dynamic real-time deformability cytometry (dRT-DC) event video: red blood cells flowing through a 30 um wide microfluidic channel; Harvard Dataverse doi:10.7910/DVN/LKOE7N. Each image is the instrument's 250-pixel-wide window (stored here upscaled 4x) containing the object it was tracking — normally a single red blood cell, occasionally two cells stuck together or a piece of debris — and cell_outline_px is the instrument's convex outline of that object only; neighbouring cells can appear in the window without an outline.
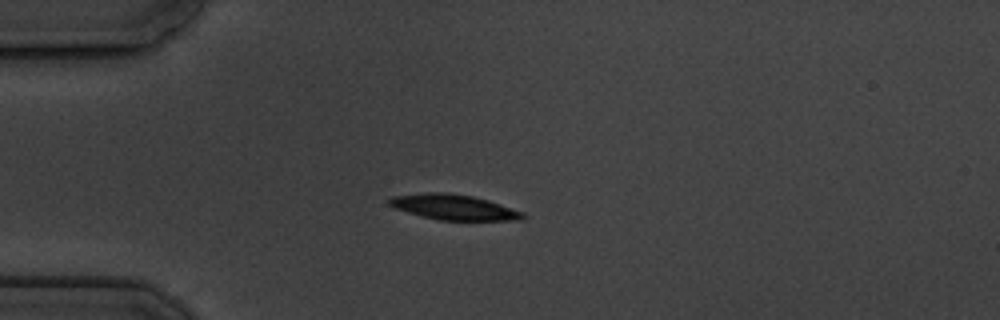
{"species": "common noctule bat (a hibernating species)", "species_latin": "Nyctalus noctula", "temperature_condition": "cold", "stored_images_in_passage": 7, "camera_frame_rate_fps": 3000, "um_per_image_px": 0.085, "animal": {"sex": "male", "body_mass_g": 19.5, "forearm_length_mm": 54.6}, "frame": {"image": 1, "passage_image": 3, "time_ms": 2.333, "image_size_px": [1000, 320], "cell_outline_px": [[528, 216], [520, 220], [440, 220], [408, 212], [396, 208], [388, 204], [388, 200], [392, 196], [428, 192], [448, 192], [472, 196], [488, 200], [524, 212]], "centroid_in_image_um": [38.61, 17.6], "position_along_channel_um": 46.4, "area_um2": 19.59}}
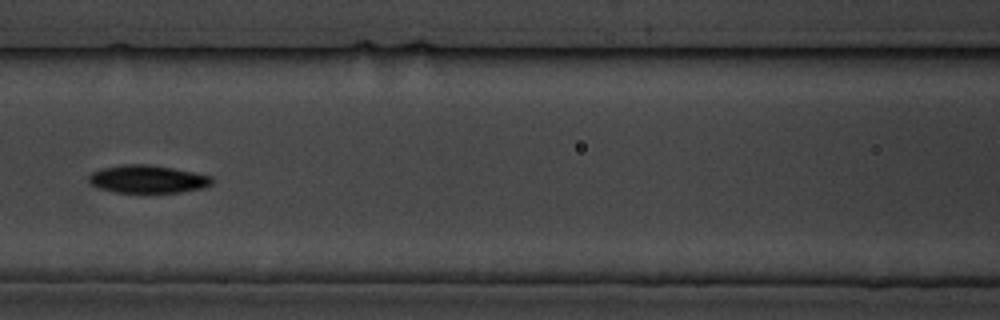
{"frame": {"image": 2, "passage_image": 6, "time_ms": 6.0, "image_size_px": [1000, 320], "cell_outline_px": [[212, 184], [204, 188], [180, 192], [116, 192], [100, 188], [92, 184], [88, 180], [88, 176], [92, 172], [100, 168], [124, 164], [148, 164], [172, 168], [212, 176]], "centroid_in_image_um": [12.54, 15.22], "position_along_channel_um": 154.1, "area_um2": 19.88}}
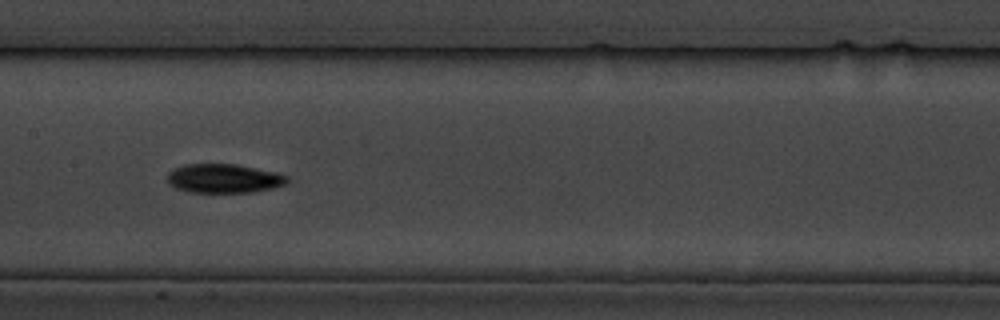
{"frame": {"image": 3, "passage_image": 7, "time_ms": 7.0, "image_size_px": [1000, 320], "cell_outline_px": [[288, 180], [284, 184], [272, 188], [252, 192], [188, 192], [176, 188], [168, 184], [168, 172], [184, 164], [236, 164], [276, 172], [288, 176]], "centroid_in_image_um": [19.01, 15.16], "position_along_channel_um": 188.4, "area_um2": 20.17}}